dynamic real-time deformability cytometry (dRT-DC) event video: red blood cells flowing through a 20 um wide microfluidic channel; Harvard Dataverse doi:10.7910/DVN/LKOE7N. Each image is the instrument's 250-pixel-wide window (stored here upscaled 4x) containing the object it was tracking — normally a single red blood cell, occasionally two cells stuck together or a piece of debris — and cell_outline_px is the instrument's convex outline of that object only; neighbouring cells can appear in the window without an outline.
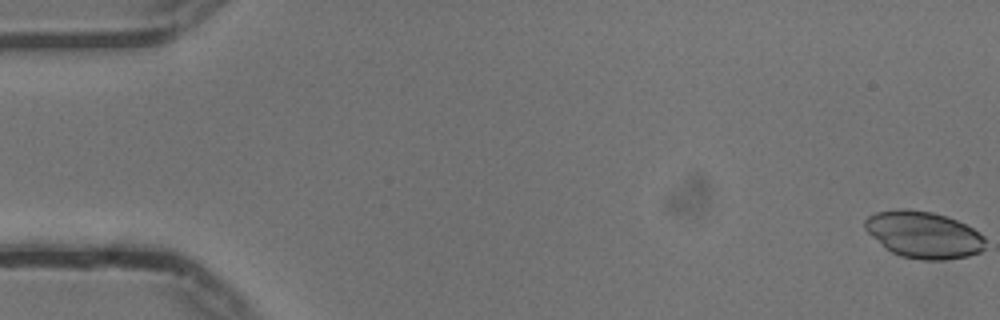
{"species": "common noctule bat (a hibernating species)", "species_latin": "Nyctalus noctula", "temperature_condition": "cold", "stored_images_in_passage": 55, "camera_frame_rate_fps": 3000, "um_per_image_px": 0.085, "animal": {"sex": "male", "body_mass_g": 13.3}, "frame": {"image": 1, "passage_image": 1, "time_ms": 0.0, "image_size_px": [1000, 320], "cell_outline_px": [[984, 248], [980, 252], [968, 256], [944, 260], [920, 260], [900, 256], [884, 248], [864, 228], [864, 220], [868, 216], [876, 212], [900, 208], [904, 208], [932, 212], [956, 220], [980, 232], [984, 236]], "centroid_in_image_um": [78.48, 19.96], "position_along_channel_um": 6.5, "area_um2": 32.89}}
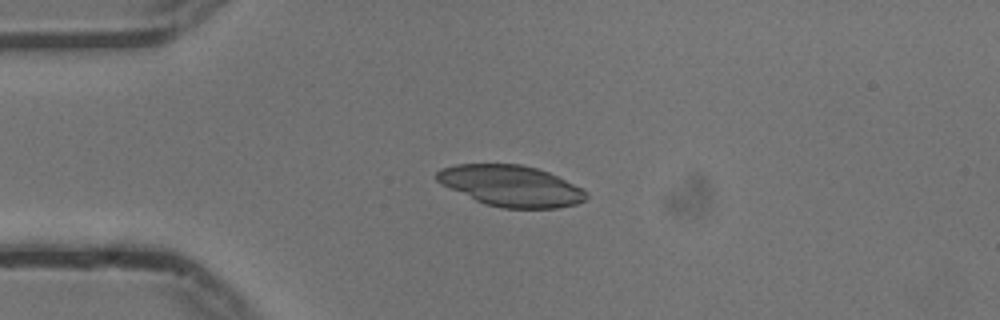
{"frame": {"image": 2, "passage_image": 14, "time_ms": 4.333, "image_size_px": [1000, 320], "cell_outline_px": [[588, 196], [584, 200], [576, 204], [556, 208], [504, 208], [484, 204], [440, 184], [436, 180], [436, 172], [440, 168], [456, 164], [520, 164], [536, 168], [548, 172], [588, 192]], "centroid_in_image_um": [43.38, 15.8], "position_along_channel_um": 41.6, "area_um2": 35.55}}